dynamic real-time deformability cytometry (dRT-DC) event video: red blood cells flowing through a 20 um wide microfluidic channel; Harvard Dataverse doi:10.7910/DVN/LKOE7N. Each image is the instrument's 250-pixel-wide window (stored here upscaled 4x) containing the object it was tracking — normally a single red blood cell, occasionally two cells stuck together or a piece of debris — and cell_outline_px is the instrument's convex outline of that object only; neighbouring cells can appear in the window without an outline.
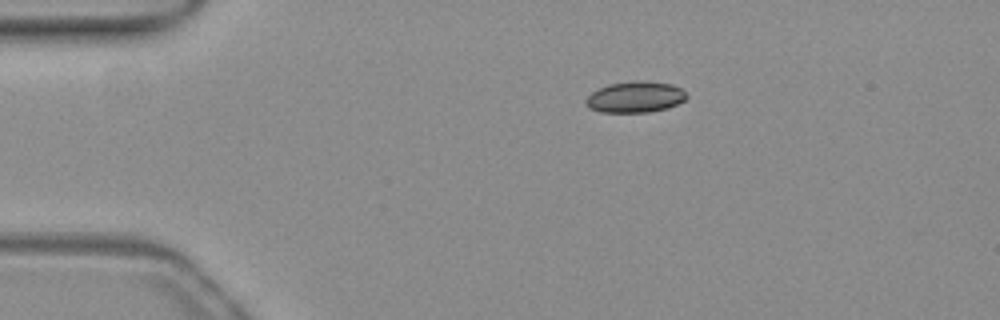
{"species": "common noctule bat (a hibernating species)", "species_latin": "Nyctalus noctula", "temperature_condition": "warm", "stored_images_in_passage": 39, "camera_frame_rate_fps": 3000, "um_per_image_px": 0.085, "animal": {"sex": "female", "body_mass_g": 19.3, "forearm_length_mm": 54.1}, "frame": {"image": 1, "passage_image": 1, "time_ms": 0.0, "image_size_px": [1000, 320], "cell_outline_px": [[688, 96], [684, 100], [668, 108], [648, 112], [600, 112], [588, 108], [584, 100], [592, 92], [608, 84], [632, 80], [640, 80], [672, 84], [680, 88]], "centroid_in_image_um": [53.97, 8.24], "position_along_channel_um": 31.0, "area_um2": 18.32}}
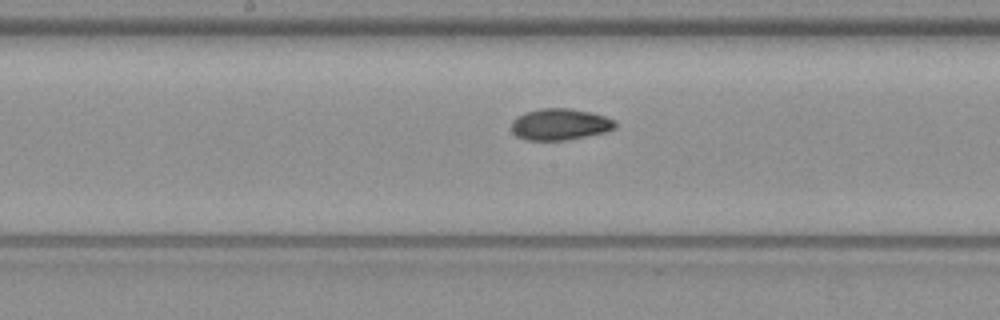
{"frame": {"image": 2, "passage_image": 18, "time_ms": 5.667, "image_size_px": [1000, 320], "cell_outline_px": [[616, 128], [608, 132], [564, 140], [524, 140], [516, 136], [512, 132], [512, 120], [516, 116], [524, 112], [540, 108], [568, 108], [592, 112], [616, 120]], "centroid_in_image_um": [47.59, 10.56], "position_along_channel_um": 200.6, "area_um2": 19.31}}
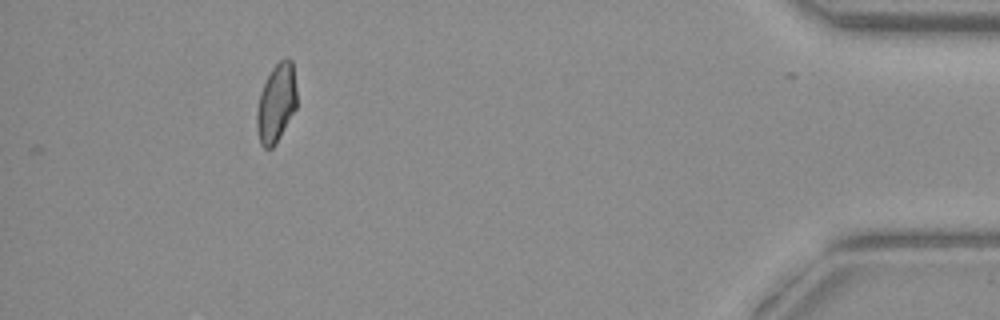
{"frame": {"image": 3, "passage_image": 39, "time_ms": 12.667, "image_size_px": [1000, 320], "cell_outline_px": [[296, 108], [276, 144], [272, 148], [264, 148], [260, 144], [256, 128], [256, 112], [260, 92], [272, 68], [284, 56], [288, 56], [292, 60], [296, 88]], "centroid_in_image_um": [23.48, 8.76], "position_along_channel_um": 411.7, "area_um2": 18.44}, "authors_computed_cell_mechanics": {"area_um2": 18.7272, "velocity_mm_per_s": 3.9215, "shape_relaxation_time_tau1_ms": 6.4755, "shape_relaxation_time_tau2_ms": 2.4299, "deformation_change_tau1": 0.1643, "deformation_change_tau2": 0.0695}}